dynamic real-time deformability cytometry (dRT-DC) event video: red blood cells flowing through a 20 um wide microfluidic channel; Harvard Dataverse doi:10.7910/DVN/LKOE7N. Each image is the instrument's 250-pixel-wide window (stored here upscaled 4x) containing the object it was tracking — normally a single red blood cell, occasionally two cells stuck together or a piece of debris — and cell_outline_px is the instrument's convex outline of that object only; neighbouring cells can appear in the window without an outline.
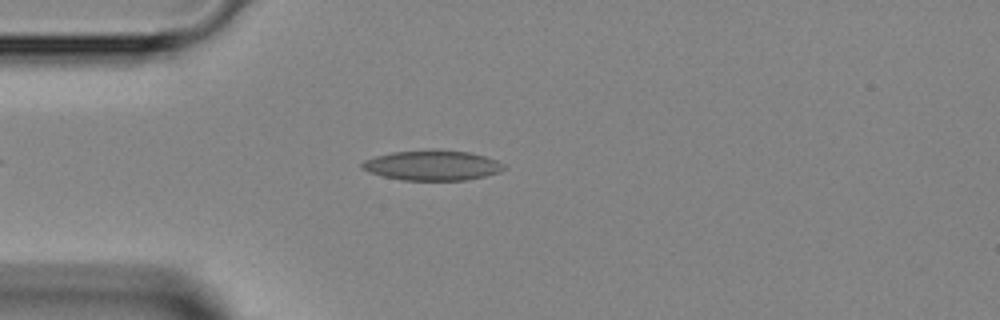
{"species": "Egyptian fruit bat (a non-hibernating species)", "species_latin": "Rousettus aegyptiacus", "temperature_condition": "room temperature", "stored_images_in_passage": 11, "camera_frame_rate_fps": 3000, "um_per_image_px": 0.085, "animal": {"sex": "female"}, "frame": {"image": 1, "passage_image": 7, "time_ms": 2.0, "image_size_px": [1000, 320], "cell_outline_px": [[508, 168], [500, 172], [468, 180], [400, 180], [368, 172], [360, 168], [360, 164], [364, 160], [376, 156], [392, 152], [432, 148], [468, 152], [484, 156], [496, 160], [504, 164]], "centroid_in_image_um": [36.74, 14.04], "position_along_channel_um": 48.3, "area_um2": 25.26}}
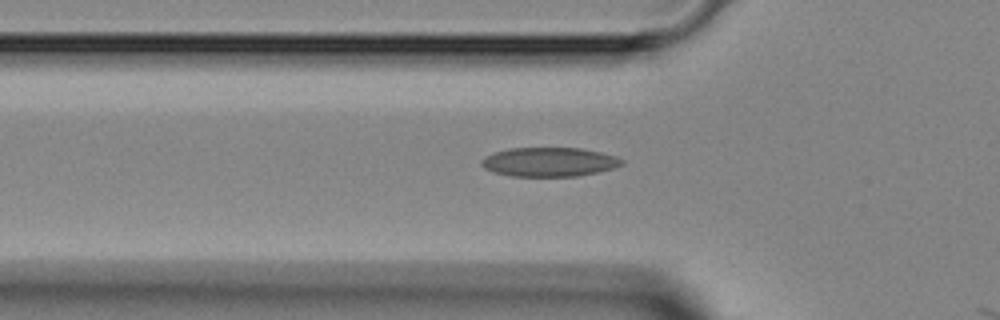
{"frame": {"image": 2, "passage_image": 10, "time_ms": 3.0, "image_size_px": [1000, 320], "cell_outline_px": [[624, 164], [612, 168], [596, 172], [576, 176], [512, 176], [492, 172], [484, 168], [480, 164], [480, 160], [484, 156], [508, 148], [580, 148], [600, 152], [616, 156], [624, 160]], "centroid_in_image_um": [46.65, 13.76], "position_along_channel_um": 79.2, "area_um2": 23.81}}